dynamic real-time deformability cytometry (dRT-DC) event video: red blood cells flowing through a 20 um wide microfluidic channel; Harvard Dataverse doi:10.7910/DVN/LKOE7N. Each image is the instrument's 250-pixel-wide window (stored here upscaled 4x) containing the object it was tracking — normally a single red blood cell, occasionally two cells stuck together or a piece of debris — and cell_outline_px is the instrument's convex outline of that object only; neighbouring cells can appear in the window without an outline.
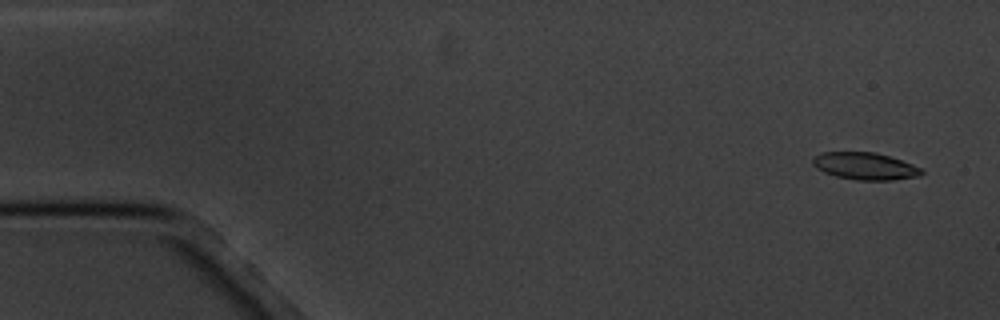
{"species": "common noctule bat (a hibernating species)", "species_latin": "Nyctalus noctula", "temperature_condition": "cold", "stored_images_in_passage": 4, "camera_frame_rate_fps": 3000, "um_per_image_px": 0.085, "animal": {"sex": "male", "body_mass_g": 20.1, "forearm_length_mm": 53.5}, "frame": {"image": 1, "passage_image": 1, "time_ms": 0.0, "image_size_px": [1000, 320], "cell_outline_px": [[924, 172], [920, 176], [892, 180], [856, 180], [836, 176], [824, 172], [816, 168], [812, 164], [812, 160], [820, 152], [876, 152], [912, 164], [920, 168]], "centroid_in_image_um": [73.51, 14.12], "position_along_channel_um": 11.5, "area_um2": 17.17}}
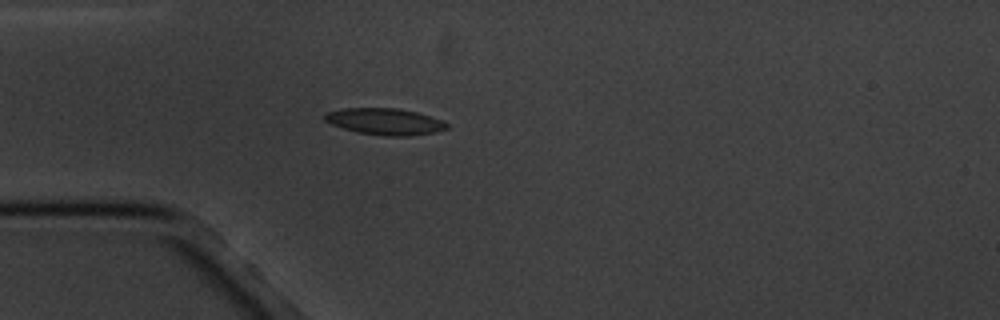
{"frame": {"image": 2, "passage_image": 4, "time_ms": 4.333, "image_size_px": [1000, 320], "cell_outline_px": [[448, 128], [436, 132], [408, 136], [384, 136], [356, 132], [332, 124], [324, 120], [324, 116], [328, 112], [344, 108], [400, 108], [416, 112], [444, 120], [448, 124]], "centroid_in_image_um": [32.76, 10.33], "position_along_channel_um": 52.2, "area_um2": 18.9}}